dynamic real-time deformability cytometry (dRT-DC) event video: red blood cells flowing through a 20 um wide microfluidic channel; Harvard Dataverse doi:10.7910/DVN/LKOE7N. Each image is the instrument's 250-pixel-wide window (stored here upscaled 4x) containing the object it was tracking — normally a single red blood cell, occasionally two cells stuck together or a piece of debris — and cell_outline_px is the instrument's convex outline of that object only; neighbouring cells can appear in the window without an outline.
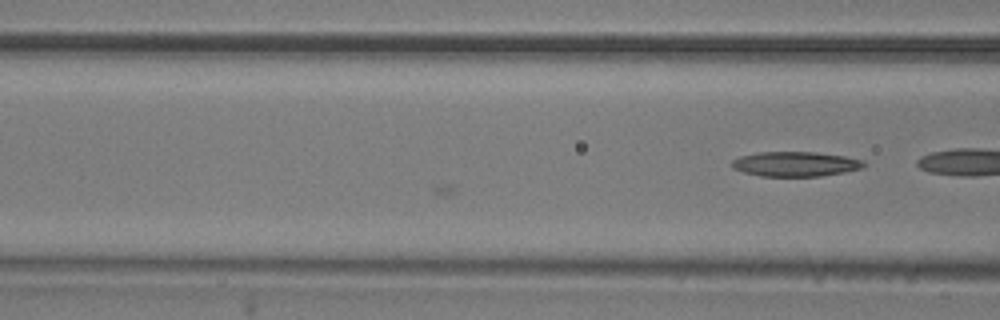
{"species": "common noctule bat (a hibernating species)", "species_latin": "Nyctalus noctula", "temperature_condition": "room temperature", "stored_images_in_passage": 4, "camera_frame_rate_fps": 3000, "um_per_image_px": 0.085, "animal": {"sex": "male", "body_mass_g": 20.5, "forearm_length_mm": 52.5}, "frame": {"image": 1, "passage_image": 4, "time_ms": 1.0, "image_size_px": [1000, 320], "cell_outline_px": [[868, 164], [864, 168], [844, 172], [820, 176], [760, 176], [744, 172], [732, 168], [732, 160], [740, 156], [756, 152], [816, 152], [844, 156], [864, 160]], "centroid_in_image_um": [67.64, 13.94], "position_along_channel_um": 99.0, "area_um2": 19.19}}